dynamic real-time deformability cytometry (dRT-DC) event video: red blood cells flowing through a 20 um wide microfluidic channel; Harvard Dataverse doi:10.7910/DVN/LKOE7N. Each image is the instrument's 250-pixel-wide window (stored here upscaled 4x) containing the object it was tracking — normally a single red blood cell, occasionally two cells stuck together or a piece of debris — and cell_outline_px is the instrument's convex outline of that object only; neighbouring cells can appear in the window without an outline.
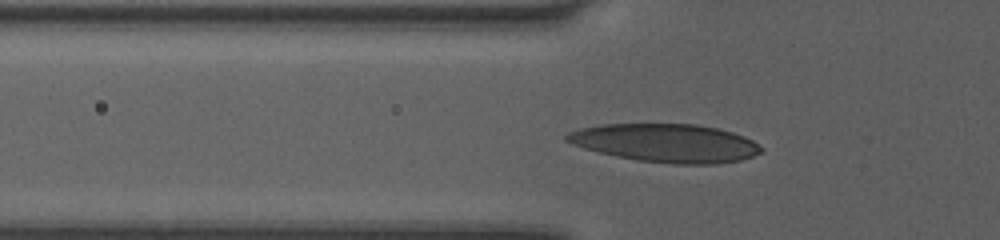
{"species": "human", "species_latin": "Homo sapiens", "temperature_condition": "room temperature", "stored_images_in_passage": 37, "camera_frame_rate_fps": 3000, "um_per_image_px": 0.085, "donor": {"sex": "female"}, "frame": {"image": 1, "passage_image": 8, "time_ms": 2.333, "image_size_px": [1000, 240], "cell_outline_px": [[764, 152], [740, 160], [716, 164], [676, 164], [636, 160], [616, 156], [584, 148], [572, 144], [564, 140], [564, 136], [568, 132], [580, 128], [604, 124], [696, 124], [716, 128], [732, 132], [744, 136], [752, 140], [764, 148]], "centroid_in_image_um": [56.6, 12.16], "position_along_channel_um": 69.2, "area_um2": 43.47}}
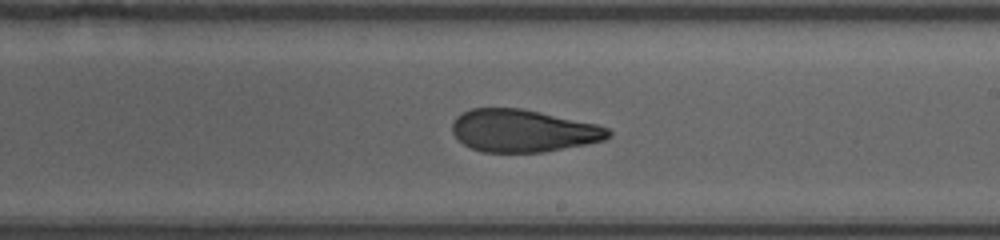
{"frame": {"image": 2, "passage_image": 17, "time_ms": 5.333, "image_size_px": [1000, 240], "cell_outline_px": [[612, 136], [604, 140], [544, 152], [484, 152], [472, 148], [464, 144], [452, 132], [452, 124], [456, 116], [472, 108], [524, 108], [596, 124], [608, 128], [612, 132]], "centroid_in_image_um": [44.47, 11.1], "position_along_channel_um": 244.5, "area_um2": 38.55}}
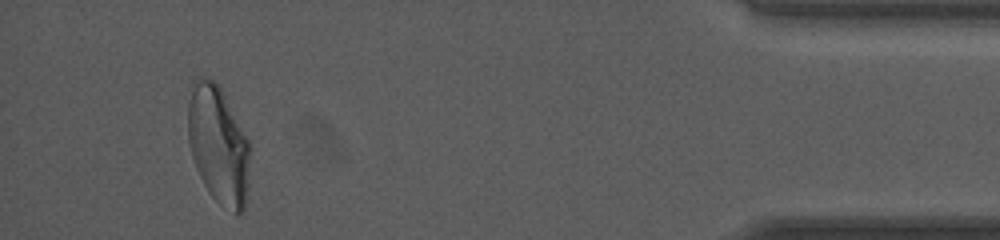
{"frame": {"image": 3, "passage_image": 34, "time_ms": 11.0, "image_size_px": [1000, 240], "cell_outline_px": [[252, 148], [248, 188], [244, 208], [236, 216], [220, 204], [208, 192], [196, 168], [192, 156], [188, 140], [188, 104], [196, 80], [200, 76], [216, 80], [248, 140]], "centroid_in_image_um": [18.59, 12.37], "position_along_channel_um": 416.6, "area_um2": 42.66}, "authors_computed_cell_mechanics": {"area_um2": 40.3444, "velocity_mm_per_s": 4.0922, "shape_relaxation_time_tau1_ms": 4.1507, "shape_relaxation_time_tau2_ms": 1.1154, "deformation_change_tau1": 0.1969, "deformation_change_tau2": 0.093}}